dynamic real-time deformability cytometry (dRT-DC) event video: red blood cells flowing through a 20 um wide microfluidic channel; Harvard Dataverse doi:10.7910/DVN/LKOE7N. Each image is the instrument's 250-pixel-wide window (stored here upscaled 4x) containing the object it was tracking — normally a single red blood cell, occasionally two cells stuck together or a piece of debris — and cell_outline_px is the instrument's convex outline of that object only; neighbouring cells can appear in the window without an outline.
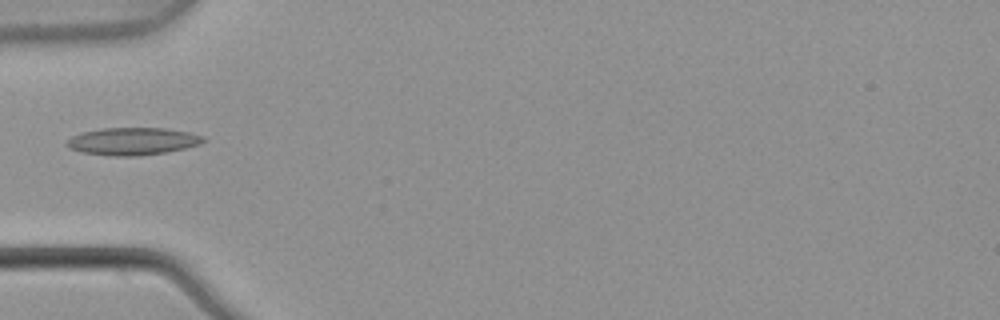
{"species": "common noctule bat (a hibernating species)", "species_latin": "Nyctalus noctula", "temperature_condition": "warm", "stored_images_in_passage": 2, "camera_frame_rate_fps": 3000, "um_per_image_px": 0.085, "animal": {"sex": "male", "body_mass_g": 21.5, "forearm_length_mm": 52.0}, "frame": {"image": 1, "passage_image": 1, "time_ms": 0.0, "image_size_px": [1000, 320], "cell_outline_px": [[208, 140], [200, 144], [184, 148], [164, 152], [140, 156], [112, 156], [80, 152], [68, 148], [64, 144], [72, 136], [84, 132], [100, 128], [164, 128], [188, 132], [204, 136]], "centroid_in_image_um": [11.26, 12.01], "position_along_channel_um": 73.7, "area_um2": 21.91}}
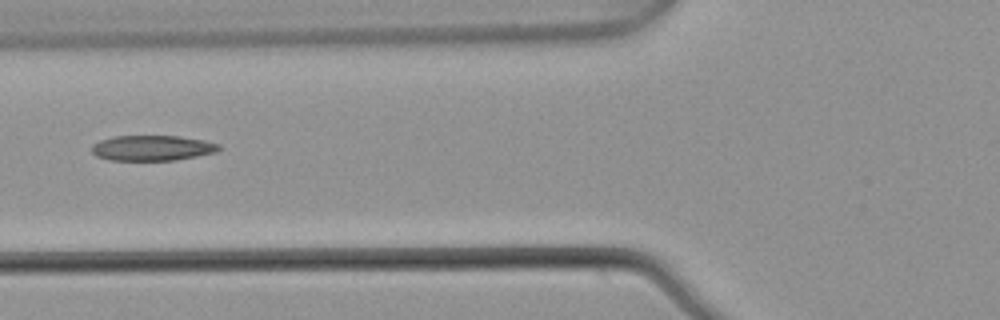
{"frame": {"image": 2, "passage_image": 2, "time_ms": 0.333, "image_size_px": [1000, 320], "cell_outline_px": [[224, 148], [216, 152], [196, 156], [172, 160], [108, 160], [96, 156], [92, 152], [92, 144], [100, 140], [112, 136], [180, 136], [204, 140], [220, 144]], "centroid_in_image_um": [12.95, 12.57], "position_along_channel_um": 112.8, "area_um2": 18.9}}